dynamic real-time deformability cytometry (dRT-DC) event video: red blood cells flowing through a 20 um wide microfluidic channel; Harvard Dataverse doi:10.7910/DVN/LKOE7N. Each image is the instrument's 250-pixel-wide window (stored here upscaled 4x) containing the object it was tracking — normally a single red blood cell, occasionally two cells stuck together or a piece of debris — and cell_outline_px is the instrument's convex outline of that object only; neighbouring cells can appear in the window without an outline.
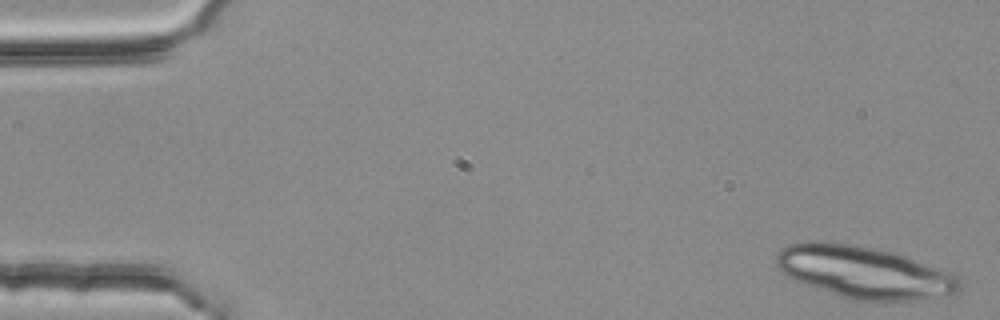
{"species": "common noctule bat (a hibernating species)", "species_latin": "Nyctalus noctula", "temperature_condition": "room temperature", "stored_images_in_passage": 4, "camera_frame_rate_fps": 3000, "um_per_image_px": 0.085, "animal": {"sex": "female", "body_mass_g": 25.1}, "frame": {"image": 1, "passage_image": 1, "time_ms": 0.0, "image_size_px": [1000, 320], "cell_outline_px": [[960, 288], [956, 292], [912, 300], [876, 304], [852, 300], [840, 296], [796, 280], [780, 272], [776, 264], [776, 256], [780, 248], [788, 244], [808, 240], [824, 240], [852, 244], [892, 252], [904, 256], [948, 272], [956, 276], [960, 280]], "centroid_in_image_um": [73.36, 23.14], "position_along_channel_um": 11.6, "area_um2": 55.78}}